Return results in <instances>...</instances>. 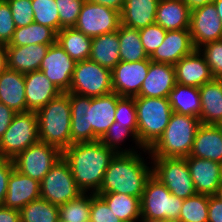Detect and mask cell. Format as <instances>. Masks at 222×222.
Returning <instances> with one entry per match:
<instances>
[{"mask_svg":"<svg viewBox=\"0 0 222 222\" xmlns=\"http://www.w3.org/2000/svg\"><path fill=\"white\" fill-rule=\"evenodd\" d=\"M71 115L69 92H61L37 111L39 140L61 152L70 147Z\"/></svg>","mask_w":222,"mask_h":222,"instance_id":"obj_3","label":"cell"},{"mask_svg":"<svg viewBox=\"0 0 222 222\" xmlns=\"http://www.w3.org/2000/svg\"><path fill=\"white\" fill-rule=\"evenodd\" d=\"M0 222H21L19 210L7 208L1 205Z\"/></svg>","mask_w":222,"mask_h":222,"instance_id":"obj_51","label":"cell"},{"mask_svg":"<svg viewBox=\"0 0 222 222\" xmlns=\"http://www.w3.org/2000/svg\"><path fill=\"white\" fill-rule=\"evenodd\" d=\"M141 222H172V221L158 220V221H141Z\"/></svg>","mask_w":222,"mask_h":222,"instance_id":"obj_57","label":"cell"},{"mask_svg":"<svg viewBox=\"0 0 222 222\" xmlns=\"http://www.w3.org/2000/svg\"><path fill=\"white\" fill-rule=\"evenodd\" d=\"M35 23L48 26L56 33L60 31L59 14L55 0H31Z\"/></svg>","mask_w":222,"mask_h":222,"instance_id":"obj_40","label":"cell"},{"mask_svg":"<svg viewBox=\"0 0 222 222\" xmlns=\"http://www.w3.org/2000/svg\"><path fill=\"white\" fill-rule=\"evenodd\" d=\"M68 92L87 97L112 93L111 70L90 59L77 61Z\"/></svg>","mask_w":222,"mask_h":222,"instance_id":"obj_9","label":"cell"},{"mask_svg":"<svg viewBox=\"0 0 222 222\" xmlns=\"http://www.w3.org/2000/svg\"><path fill=\"white\" fill-rule=\"evenodd\" d=\"M71 106V143L100 140L90 126L91 97L69 93Z\"/></svg>","mask_w":222,"mask_h":222,"instance_id":"obj_21","label":"cell"},{"mask_svg":"<svg viewBox=\"0 0 222 222\" xmlns=\"http://www.w3.org/2000/svg\"><path fill=\"white\" fill-rule=\"evenodd\" d=\"M56 222H67V221H65V220H63L62 218H58L57 220H56Z\"/></svg>","mask_w":222,"mask_h":222,"instance_id":"obj_58","label":"cell"},{"mask_svg":"<svg viewBox=\"0 0 222 222\" xmlns=\"http://www.w3.org/2000/svg\"><path fill=\"white\" fill-rule=\"evenodd\" d=\"M61 157L58 148L39 140L19 153L13 162L17 171L41 182Z\"/></svg>","mask_w":222,"mask_h":222,"instance_id":"obj_11","label":"cell"},{"mask_svg":"<svg viewBox=\"0 0 222 222\" xmlns=\"http://www.w3.org/2000/svg\"><path fill=\"white\" fill-rule=\"evenodd\" d=\"M115 122L131 129L138 138V123L134 97H121L116 106Z\"/></svg>","mask_w":222,"mask_h":222,"instance_id":"obj_41","label":"cell"},{"mask_svg":"<svg viewBox=\"0 0 222 222\" xmlns=\"http://www.w3.org/2000/svg\"><path fill=\"white\" fill-rule=\"evenodd\" d=\"M222 131V121L217 125Z\"/></svg>","mask_w":222,"mask_h":222,"instance_id":"obj_59","label":"cell"},{"mask_svg":"<svg viewBox=\"0 0 222 222\" xmlns=\"http://www.w3.org/2000/svg\"><path fill=\"white\" fill-rule=\"evenodd\" d=\"M150 66V59L136 62L120 61L112 70V89L120 97H135L140 93Z\"/></svg>","mask_w":222,"mask_h":222,"instance_id":"obj_14","label":"cell"},{"mask_svg":"<svg viewBox=\"0 0 222 222\" xmlns=\"http://www.w3.org/2000/svg\"><path fill=\"white\" fill-rule=\"evenodd\" d=\"M214 196L222 201V184L217 188V191Z\"/></svg>","mask_w":222,"mask_h":222,"instance_id":"obj_56","label":"cell"},{"mask_svg":"<svg viewBox=\"0 0 222 222\" xmlns=\"http://www.w3.org/2000/svg\"><path fill=\"white\" fill-rule=\"evenodd\" d=\"M188 157L212 160L222 164V131L217 125L200 124Z\"/></svg>","mask_w":222,"mask_h":222,"instance_id":"obj_23","label":"cell"},{"mask_svg":"<svg viewBox=\"0 0 222 222\" xmlns=\"http://www.w3.org/2000/svg\"><path fill=\"white\" fill-rule=\"evenodd\" d=\"M0 102L16 113L26 112L25 77L6 68L0 73Z\"/></svg>","mask_w":222,"mask_h":222,"instance_id":"obj_25","label":"cell"},{"mask_svg":"<svg viewBox=\"0 0 222 222\" xmlns=\"http://www.w3.org/2000/svg\"><path fill=\"white\" fill-rule=\"evenodd\" d=\"M208 222H222V201L214 195L209 196Z\"/></svg>","mask_w":222,"mask_h":222,"instance_id":"obj_49","label":"cell"},{"mask_svg":"<svg viewBox=\"0 0 222 222\" xmlns=\"http://www.w3.org/2000/svg\"><path fill=\"white\" fill-rule=\"evenodd\" d=\"M220 80V82L222 83V75L218 78Z\"/></svg>","mask_w":222,"mask_h":222,"instance_id":"obj_60","label":"cell"},{"mask_svg":"<svg viewBox=\"0 0 222 222\" xmlns=\"http://www.w3.org/2000/svg\"><path fill=\"white\" fill-rule=\"evenodd\" d=\"M92 193H82L76 199L59 206V217L67 222H89Z\"/></svg>","mask_w":222,"mask_h":222,"instance_id":"obj_38","label":"cell"},{"mask_svg":"<svg viewBox=\"0 0 222 222\" xmlns=\"http://www.w3.org/2000/svg\"><path fill=\"white\" fill-rule=\"evenodd\" d=\"M115 153L100 140L74 143L62 152L77 187L83 193H97Z\"/></svg>","mask_w":222,"mask_h":222,"instance_id":"obj_1","label":"cell"},{"mask_svg":"<svg viewBox=\"0 0 222 222\" xmlns=\"http://www.w3.org/2000/svg\"><path fill=\"white\" fill-rule=\"evenodd\" d=\"M19 212L21 222H56L59 218V206L41 197L28 203Z\"/></svg>","mask_w":222,"mask_h":222,"instance_id":"obj_37","label":"cell"},{"mask_svg":"<svg viewBox=\"0 0 222 222\" xmlns=\"http://www.w3.org/2000/svg\"><path fill=\"white\" fill-rule=\"evenodd\" d=\"M121 23L120 12L85 0L74 28L90 38L117 31Z\"/></svg>","mask_w":222,"mask_h":222,"instance_id":"obj_12","label":"cell"},{"mask_svg":"<svg viewBox=\"0 0 222 222\" xmlns=\"http://www.w3.org/2000/svg\"><path fill=\"white\" fill-rule=\"evenodd\" d=\"M209 195L195 194L183 200L177 222H208Z\"/></svg>","mask_w":222,"mask_h":222,"instance_id":"obj_39","label":"cell"},{"mask_svg":"<svg viewBox=\"0 0 222 222\" xmlns=\"http://www.w3.org/2000/svg\"><path fill=\"white\" fill-rule=\"evenodd\" d=\"M7 68V52L6 47L0 45V73Z\"/></svg>","mask_w":222,"mask_h":222,"instance_id":"obj_54","label":"cell"},{"mask_svg":"<svg viewBox=\"0 0 222 222\" xmlns=\"http://www.w3.org/2000/svg\"><path fill=\"white\" fill-rule=\"evenodd\" d=\"M189 31L195 49L222 39V21L214 3L191 10Z\"/></svg>","mask_w":222,"mask_h":222,"instance_id":"obj_13","label":"cell"},{"mask_svg":"<svg viewBox=\"0 0 222 222\" xmlns=\"http://www.w3.org/2000/svg\"><path fill=\"white\" fill-rule=\"evenodd\" d=\"M123 222H141L140 198L121 193H96Z\"/></svg>","mask_w":222,"mask_h":222,"instance_id":"obj_32","label":"cell"},{"mask_svg":"<svg viewBox=\"0 0 222 222\" xmlns=\"http://www.w3.org/2000/svg\"><path fill=\"white\" fill-rule=\"evenodd\" d=\"M49 46L43 44L5 46L7 68L23 74L39 70Z\"/></svg>","mask_w":222,"mask_h":222,"instance_id":"obj_24","label":"cell"},{"mask_svg":"<svg viewBox=\"0 0 222 222\" xmlns=\"http://www.w3.org/2000/svg\"><path fill=\"white\" fill-rule=\"evenodd\" d=\"M14 168L13 159L0 157V206L4 202L8 179Z\"/></svg>","mask_w":222,"mask_h":222,"instance_id":"obj_48","label":"cell"},{"mask_svg":"<svg viewBox=\"0 0 222 222\" xmlns=\"http://www.w3.org/2000/svg\"><path fill=\"white\" fill-rule=\"evenodd\" d=\"M200 119L173 112L164 133L149 149L151 158H186L190 155Z\"/></svg>","mask_w":222,"mask_h":222,"instance_id":"obj_4","label":"cell"},{"mask_svg":"<svg viewBox=\"0 0 222 222\" xmlns=\"http://www.w3.org/2000/svg\"><path fill=\"white\" fill-rule=\"evenodd\" d=\"M89 222H123L108 207L107 203L95 193H92Z\"/></svg>","mask_w":222,"mask_h":222,"instance_id":"obj_46","label":"cell"},{"mask_svg":"<svg viewBox=\"0 0 222 222\" xmlns=\"http://www.w3.org/2000/svg\"><path fill=\"white\" fill-rule=\"evenodd\" d=\"M16 30L10 5L6 0H0V45H8Z\"/></svg>","mask_w":222,"mask_h":222,"instance_id":"obj_47","label":"cell"},{"mask_svg":"<svg viewBox=\"0 0 222 222\" xmlns=\"http://www.w3.org/2000/svg\"><path fill=\"white\" fill-rule=\"evenodd\" d=\"M197 194L215 195L222 184V164L197 157H186Z\"/></svg>","mask_w":222,"mask_h":222,"instance_id":"obj_16","label":"cell"},{"mask_svg":"<svg viewBox=\"0 0 222 222\" xmlns=\"http://www.w3.org/2000/svg\"><path fill=\"white\" fill-rule=\"evenodd\" d=\"M147 155L146 158L151 159L152 175L173 195L186 199L197 194L185 158H151L150 153Z\"/></svg>","mask_w":222,"mask_h":222,"instance_id":"obj_8","label":"cell"},{"mask_svg":"<svg viewBox=\"0 0 222 222\" xmlns=\"http://www.w3.org/2000/svg\"><path fill=\"white\" fill-rule=\"evenodd\" d=\"M186 5L192 10L196 7L213 3V0H183Z\"/></svg>","mask_w":222,"mask_h":222,"instance_id":"obj_53","label":"cell"},{"mask_svg":"<svg viewBox=\"0 0 222 222\" xmlns=\"http://www.w3.org/2000/svg\"><path fill=\"white\" fill-rule=\"evenodd\" d=\"M132 138L133 143L135 142V147H129L123 149L121 146L122 143H125L124 141L126 139L129 140V137ZM100 141L106 145L110 150H112L115 154H130L134 152H138L140 150H145L140 142L138 141L137 135L129 128H123L120 124H117V122H114L108 129V131L105 133V135L100 139Z\"/></svg>","mask_w":222,"mask_h":222,"instance_id":"obj_36","label":"cell"},{"mask_svg":"<svg viewBox=\"0 0 222 222\" xmlns=\"http://www.w3.org/2000/svg\"><path fill=\"white\" fill-rule=\"evenodd\" d=\"M87 1L113 8L119 11L120 13L122 12L124 7V0H87Z\"/></svg>","mask_w":222,"mask_h":222,"instance_id":"obj_52","label":"cell"},{"mask_svg":"<svg viewBox=\"0 0 222 222\" xmlns=\"http://www.w3.org/2000/svg\"><path fill=\"white\" fill-rule=\"evenodd\" d=\"M59 14L60 30L74 27L85 0H55Z\"/></svg>","mask_w":222,"mask_h":222,"instance_id":"obj_42","label":"cell"},{"mask_svg":"<svg viewBox=\"0 0 222 222\" xmlns=\"http://www.w3.org/2000/svg\"><path fill=\"white\" fill-rule=\"evenodd\" d=\"M149 150L130 154H115L103 176L97 193H121L141 199L147 179L152 175V163L146 162ZM150 164V166H148Z\"/></svg>","mask_w":222,"mask_h":222,"instance_id":"obj_2","label":"cell"},{"mask_svg":"<svg viewBox=\"0 0 222 222\" xmlns=\"http://www.w3.org/2000/svg\"><path fill=\"white\" fill-rule=\"evenodd\" d=\"M40 197V182L14 168L8 179L7 193L2 205L20 211L28 203Z\"/></svg>","mask_w":222,"mask_h":222,"instance_id":"obj_18","label":"cell"},{"mask_svg":"<svg viewBox=\"0 0 222 222\" xmlns=\"http://www.w3.org/2000/svg\"><path fill=\"white\" fill-rule=\"evenodd\" d=\"M83 192L77 187L69 164L61 157L40 182L41 198L60 206Z\"/></svg>","mask_w":222,"mask_h":222,"instance_id":"obj_10","label":"cell"},{"mask_svg":"<svg viewBox=\"0 0 222 222\" xmlns=\"http://www.w3.org/2000/svg\"><path fill=\"white\" fill-rule=\"evenodd\" d=\"M89 59L112 70L121 61L118 30L92 38Z\"/></svg>","mask_w":222,"mask_h":222,"instance_id":"obj_30","label":"cell"},{"mask_svg":"<svg viewBox=\"0 0 222 222\" xmlns=\"http://www.w3.org/2000/svg\"><path fill=\"white\" fill-rule=\"evenodd\" d=\"M191 9L183 0H159L155 23L166 31L189 29Z\"/></svg>","mask_w":222,"mask_h":222,"instance_id":"obj_27","label":"cell"},{"mask_svg":"<svg viewBox=\"0 0 222 222\" xmlns=\"http://www.w3.org/2000/svg\"><path fill=\"white\" fill-rule=\"evenodd\" d=\"M75 66L76 61L55 42L49 46L39 70L42 71L61 92H68Z\"/></svg>","mask_w":222,"mask_h":222,"instance_id":"obj_15","label":"cell"},{"mask_svg":"<svg viewBox=\"0 0 222 222\" xmlns=\"http://www.w3.org/2000/svg\"><path fill=\"white\" fill-rule=\"evenodd\" d=\"M56 42L76 62L89 59L92 38L74 27L60 30Z\"/></svg>","mask_w":222,"mask_h":222,"instance_id":"obj_33","label":"cell"},{"mask_svg":"<svg viewBox=\"0 0 222 222\" xmlns=\"http://www.w3.org/2000/svg\"><path fill=\"white\" fill-rule=\"evenodd\" d=\"M198 50L209 65L212 76L219 78L222 75V39L208 42Z\"/></svg>","mask_w":222,"mask_h":222,"instance_id":"obj_43","label":"cell"},{"mask_svg":"<svg viewBox=\"0 0 222 222\" xmlns=\"http://www.w3.org/2000/svg\"><path fill=\"white\" fill-rule=\"evenodd\" d=\"M176 84L174 65L150 60L149 71L135 97L168 98Z\"/></svg>","mask_w":222,"mask_h":222,"instance_id":"obj_19","label":"cell"},{"mask_svg":"<svg viewBox=\"0 0 222 222\" xmlns=\"http://www.w3.org/2000/svg\"><path fill=\"white\" fill-rule=\"evenodd\" d=\"M120 60L136 62L149 59L141 43L139 30L120 23L118 28Z\"/></svg>","mask_w":222,"mask_h":222,"instance_id":"obj_35","label":"cell"},{"mask_svg":"<svg viewBox=\"0 0 222 222\" xmlns=\"http://www.w3.org/2000/svg\"><path fill=\"white\" fill-rule=\"evenodd\" d=\"M57 33L50 27L38 23L16 28L11 42L6 46L52 45L56 42Z\"/></svg>","mask_w":222,"mask_h":222,"instance_id":"obj_34","label":"cell"},{"mask_svg":"<svg viewBox=\"0 0 222 222\" xmlns=\"http://www.w3.org/2000/svg\"><path fill=\"white\" fill-rule=\"evenodd\" d=\"M10 5L16 28L27 26L34 22L31 0H6Z\"/></svg>","mask_w":222,"mask_h":222,"instance_id":"obj_45","label":"cell"},{"mask_svg":"<svg viewBox=\"0 0 222 222\" xmlns=\"http://www.w3.org/2000/svg\"><path fill=\"white\" fill-rule=\"evenodd\" d=\"M139 35L145 52L150 56L163 43L166 30L154 23L139 29Z\"/></svg>","mask_w":222,"mask_h":222,"instance_id":"obj_44","label":"cell"},{"mask_svg":"<svg viewBox=\"0 0 222 222\" xmlns=\"http://www.w3.org/2000/svg\"><path fill=\"white\" fill-rule=\"evenodd\" d=\"M195 50L189 29L166 31L163 43L149 56L152 62L175 65Z\"/></svg>","mask_w":222,"mask_h":222,"instance_id":"obj_17","label":"cell"},{"mask_svg":"<svg viewBox=\"0 0 222 222\" xmlns=\"http://www.w3.org/2000/svg\"><path fill=\"white\" fill-rule=\"evenodd\" d=\"M121 97L112 92L98 97H91L90 126L93 133L101 139L115 122L117 102Z\"/></svg>","mask_w":222,"mask_h":222,"instance_id":"obj_26","label":"cell"},{"mask_svg":"<svg viewBox=\"0 0 222 222\" xmlns=\"http://www.w3.org/2000/svg\"><path fill=\"white\" fill-rule=\"evenodd\" d=\"M138 141L149 150L162 136L173 113L168 98L134 97Z\"/></svg>","mask_w":222,"mask_h":222,"instance_id":"obj_5","label":"cell"},{"mask_svg":"<svg viewBox=\"0 0 222 222\" xmlns=\"http://www.w3.org/2000/svg\"><path fill=\"white\" fill-rule=\"evenodd\" d=\"M16 112L0 102V138L8 129Z\"/></svg>","mask_w":222,"mask_h":222,"instance_id":"obj_50","label":"cell"},{"mask_svg":"<svg viewBox=\"0 0 222 222\" xmlns=\"http://www.w3.org/2000/svg\"><path fill=\"white\" fill-rule=\"evenodd\" d=\"M174 68L176 83L181 85L199 88L214 78L209 65L198 49L183 57L174 65Z\"/></svg>","mask_w":222,"mask_h":222,"instance_id":"obj_20","label":"cell"},{"mask_svg":"<svg viewBox=\"0 0 222 222\" xmlns=\"http://www.w3.org/2000/svg\"><path fill=\"white\" fill-rule=\"evenodd\" d=\"M214 5L217 9V14L222 21V0H213Z\"/></svg>","mask_w":222,"mask_h":222,"instance_id":"obj_55","label":"cell"},{"mask_svg":"<svg viewBox=\"0 0 222 222\" xmlns=\"http://www.w3.org/2000/svg\"><path fill=\"white\" fill-rule=\"evenodd\" d=\"M26 112L38 111L58 96L61 91L40 71L24 74Z\"/></svg>","mask_w":222,"mask_h":222,"instance_id":"obj_22","label":"cell"},{"mask_svg":"<svg viewBox=\"0 0 222 222\" xmlns=\"http://www.w3.org/2000/svg\"><path fill=\"white\" fill-rule=\"evenodd\" d=\"M183 200L173 195L163 183L151 175L145 183L140 199L141 221L177 222Z\"/></svg>","mask_w":222,"mask_h":222,"instance_id":"obj_6","label":"cell"},{"mask_svg":"<svg viewBox=\"0 0 222 222\" xmlns=\"http://www.w3.org/2000/svg\"><path fill=\"white\" fill-rule=\"evenodd\" d=\"M159 0H124L121 24L142 29L155 23Z\"/></svg>","mask_w":222,"mask_h":222,"instance_id":"obj_29","label":"cell"},{"mask_svg":"<svg viewBox=\"0 0 222 222\" xmlns=\"http://www.w3.org/2000/svg\"><path fill=\"white\" fill-rule=\"evenodd\" d=\"M168 101L173 112L200 118L201 97L198 87L176 83L168 95Z\"/></svg>","mask_w":222,"mask_h":222,"instance_id":"obj_31","label":"cell"},{"mask_svg":"<svg viewBox=\"0 0 222 222\" xmlns=\"http://www.w3.org/2000/svg\"><path fill=\"white\" fill-rule=\"evenodd\" d=\"M38 141L37 112L16 113L8 129L0 138V157L14 159Z\"/></svg>","mask_w":222,"mask_h":222,"instance_id":"obj_7","label":"cell"},{"mask_svg":"<svg viewBox=\"0 0 222 222\" xmlns=\"http://www.w3.org/2000/svg\"><path fill=\"white\" fill-rule=\"evenodd\" d=\"M201 97L200 123L218 125L222 121V83L213 78L199 87Z\"/></svg>","mask_w":222,"mask_h":222,"instance_id":"obj_28","label":"cell"}]
</instances>
